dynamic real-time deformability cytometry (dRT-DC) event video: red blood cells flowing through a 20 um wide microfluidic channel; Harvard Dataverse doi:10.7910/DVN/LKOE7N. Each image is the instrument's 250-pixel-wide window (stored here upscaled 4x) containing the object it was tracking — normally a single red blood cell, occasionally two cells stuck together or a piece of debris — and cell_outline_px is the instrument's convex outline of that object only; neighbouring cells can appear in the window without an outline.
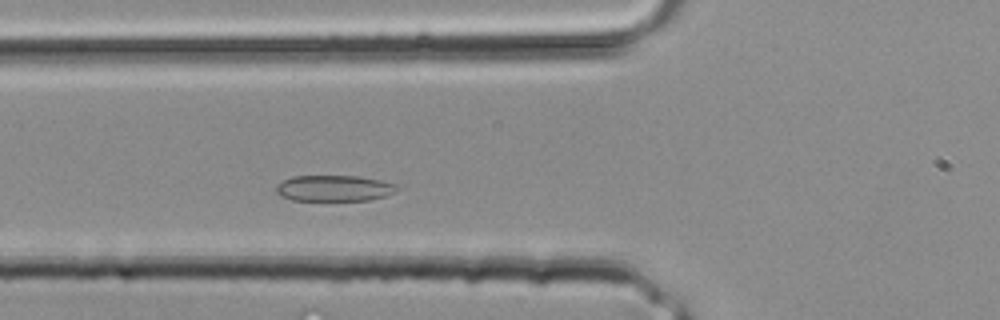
{"species": "common noctule bat (a hibernating species)", "species_latin": "Nyctalus noctula", "temperature_condition": "room temperature", "stored_images_in_passage": 29, "segment_of_instrument_passage": [1, 2], "camera_frame_rate_fps": 3000, "um_per_image_px": 0.085, "animal": {"sex": "male", "body_mass_g": 20.4}, "frame": {"image": 1, "passage_image": 6, "time_ms": 1.667, "image_size_px": [1000, 320], "cell_outline_px": [[400, 188], [396, 192], [384, 196], [368, 200], [292, 200], [280, 196], [276, 192], [276, 184], [292, 176], [360, 176], [380, 180], [396, 184]], "centroid_in_image_um": [28.4, 15.99], "position_along_channel_um": 97.4, "area_um2": 18.38}}
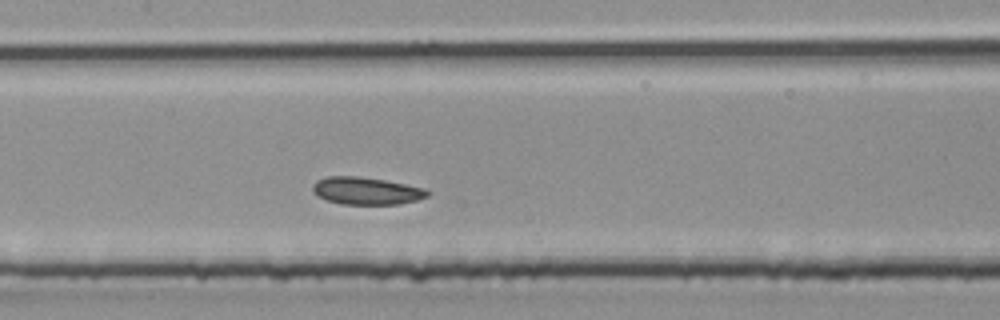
{"frame": {"image": 2, "passage_image": 10, "time_ms": 3.0, "image_size_px": [1000, 320], "cell_outline_px": [[428, 196], [416, 200], [400, 204], [340, 204], [316, 196], [312, 192], [312, 184], [316, 180], [328, 176], [356, 176], [384, 180], [428, 188]], "centroid_in_image_um": [31.11, 16.22], "position_along_channel_um": 176.3, "area_um2": 18.44}}
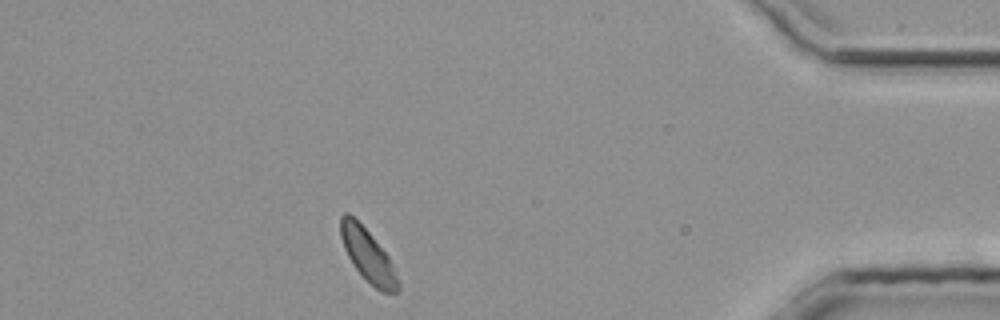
{"frame": {"image": 3, "passage_image": 24, "time_ms": 7.667, "image_size_px": [1000, 320], "cell_outline_px": [[400, 288], [396, 292], [380, 292], [352, 264], [344, 248], [340, 236], [340, 216], [344, 212], [348, 212], [372, 236], [388, 256], [392, 264], [400, 284]], "centroid_in_image_um": [31.25, 21.69], "position_along_channel_um": 403.9, "area_um2": 17.22}}